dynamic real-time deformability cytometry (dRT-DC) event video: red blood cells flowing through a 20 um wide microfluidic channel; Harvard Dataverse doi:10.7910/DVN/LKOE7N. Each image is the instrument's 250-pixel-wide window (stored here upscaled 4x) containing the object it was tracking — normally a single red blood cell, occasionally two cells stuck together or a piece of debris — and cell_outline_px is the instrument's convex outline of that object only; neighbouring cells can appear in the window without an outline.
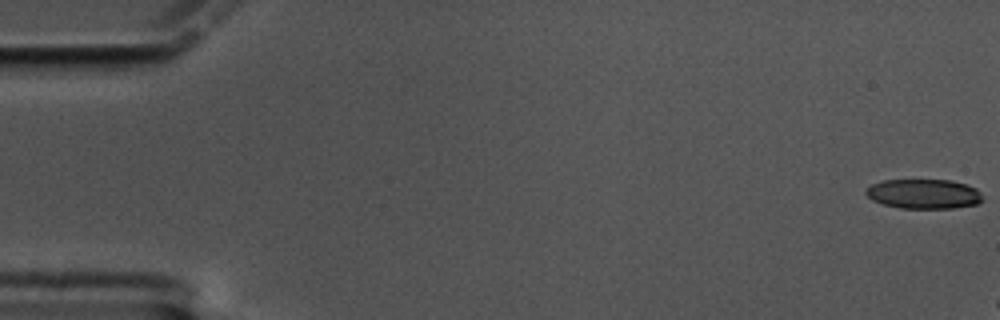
{"species": "common noctule bat (a hibernating species)", "species_latin": "Nyctalus noctula", "temperature_condition": "cold", "stored_images_in_passage": 12, "camera_frame_rate_fps": 3000, "um_per_image_px": 0.085, "animal": {"sex": "male", "body_mass_g": 17.5, "forearm_length_mm": 52.3}, "frame": {"image": 1, "passage_image": 1, "time_ms": 0.0, "image_size_px": [1000, 320], "cell_outline_px": [[984, 200], [976, 204], [952, 208], [900, 208], [884, 204], [872, 200], [864, 192], [872, 184], [884, 180], [952, 180], [968, 184], [976, 188], [980, 192]], "centroid_in_image_um": [78.55, 16.48], "position_along_channel_um": 6.4, "area_um2": 20.17}}